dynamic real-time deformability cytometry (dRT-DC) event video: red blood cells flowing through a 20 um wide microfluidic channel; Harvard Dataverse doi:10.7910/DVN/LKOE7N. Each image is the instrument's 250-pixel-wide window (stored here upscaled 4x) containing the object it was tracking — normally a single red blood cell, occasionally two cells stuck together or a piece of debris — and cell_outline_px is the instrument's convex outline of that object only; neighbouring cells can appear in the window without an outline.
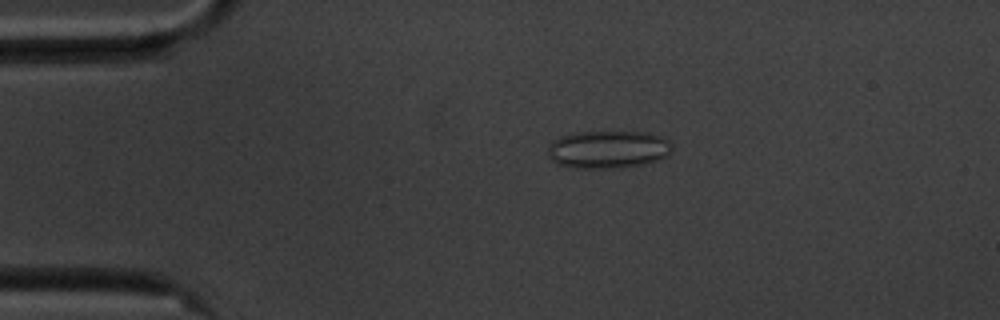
{"species": "common noctule bat (a hibernating species)", "species_latin": "Nyctalus noctula", "temperature_condition": "cold", "stored_images_in_passage": 46, "camera_frame_rate_fps": 3000, "um_per_image_px": 0.085, "animal": {"sex": "male", "body_mass_g": 20.1, "forearm_length_mm": 53.5}, "frame": {"image": 1, "passage_image": 1, "time_ms": 0.0, "image_size_px": [1000, 320], "cell_outline_px": [[672, 152], [668, 156], [644, 164], [608, 168], [572, 168], [556, 164], [548, 156], [548, 148], [552, 140], [560, 136], [576, 132], [648, 132], [664, 136], [672, 144]], "centroid_in_image_um": [51.69, 12.69], "position_along_channel_um": 33.3, "area_um2": 27.63}}
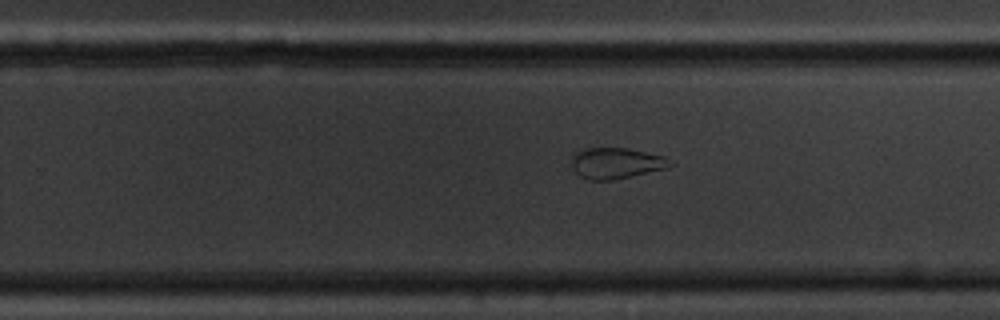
{"frame": {"image": 2, "passage_image": 25, "time_ms": 8.0, "image_size_px": [1000, 320], "cell_outline_px": [[676, 164], [668, 168], [612, 180], [588, 180], [580, 176], [572, 168], [572, 156], [576, 152], [584, 148], [628, 148], [664, 156]], "centroid_in_image_um": [52.39, 13.87], "position_along_channel_um": 277.4, "area_um2": 17.86}}
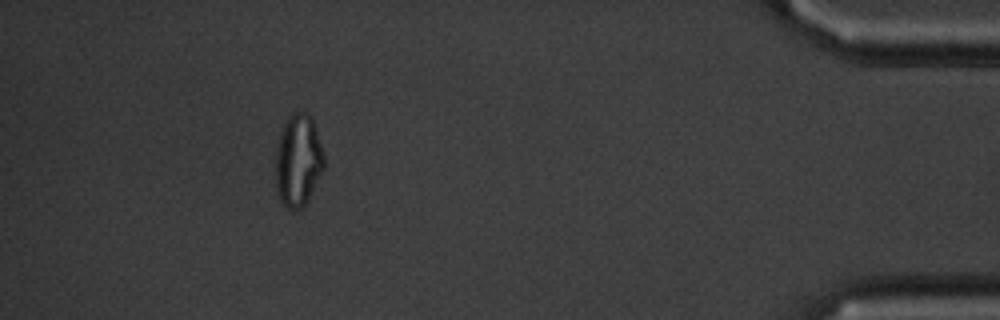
{"frame": {"image": 3, "passage_image": 41, "time_ms": 13.333, "image_size_px": [1000, 320], "cell_outline_px": [[324, 168], [304, 208], [296, 212], [288, 208], [280, 200], [276, 184], [276, 148], [280, 132], [284, 124], [292, 112], [308, 112], [312, 116], [316, 128], [324, 156]], "centroid_in_image_um": [25.35, 13.64], "position_along_channel_um": 409.8, "area_um2": 26.24}, "authors_computed_cell_mechanics": {"area_um2": 21.4727, "velocity_mm_per_s": 3.5416, "shape_relaxation_time_tau1_ms": null, "shape_relaxation_time_tau2_ms": 1.7904, "deformation_change_tau1": null, "deformation_change_tau2": 0.0883}}